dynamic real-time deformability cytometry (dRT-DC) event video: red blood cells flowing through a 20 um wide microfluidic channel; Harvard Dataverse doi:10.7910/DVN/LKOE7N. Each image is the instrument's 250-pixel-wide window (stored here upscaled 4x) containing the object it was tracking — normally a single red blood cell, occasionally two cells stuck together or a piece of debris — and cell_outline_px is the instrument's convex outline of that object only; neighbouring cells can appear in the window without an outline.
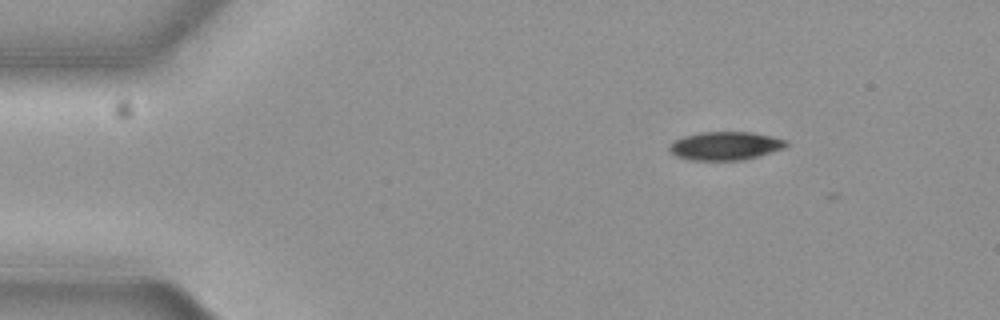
{"species": "common noctule bat (a hibernating species)", "species_latin": "Nyctalus noctula", "temperature_condition": "cold", "stored_images_in_passage": 4, "camera_frame_rate_fps": 3000, "um_per_image_px": 0.085, "animal": {"sex": "female", "body_mass_g": 19.3, "forearm_length_mm": 54.1}, "frame": {"image": 1, "passage_image": 1, "time_ms": 0.0, "image_size_px": [1000, 320], "cell_outline_px": [[788, 144], [780, 148], [756, 156], [740, 160], [688, 160], [676, 156], [668, 148], [676, 140], [684, 136], [700, 132], [752, 132], [788, 140]], "centroid_in_image_um": [61.61, 12.39], "position_along_channel_um": 23.4, "area_um2": 18.9}}